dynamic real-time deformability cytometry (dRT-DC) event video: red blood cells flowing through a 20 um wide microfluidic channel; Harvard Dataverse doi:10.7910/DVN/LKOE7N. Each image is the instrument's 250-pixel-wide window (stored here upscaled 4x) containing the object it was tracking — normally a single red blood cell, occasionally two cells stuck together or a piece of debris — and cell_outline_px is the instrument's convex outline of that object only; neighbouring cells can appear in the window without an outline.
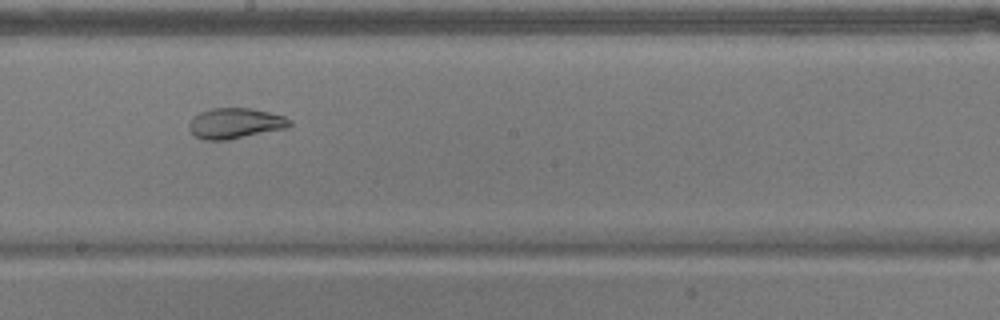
{"species": "common noctule bat (a hibernating species)", "species_latin": "Nyctalus noctula", "temperature_condition": "warm", "stored_images_in_passage": 55, "camera_frame_rate_fps": 3000, "um_per_image_px": 0.085, "animal": {"sex": "male", "body_mass_g": 17.9}, "frame": {"image": 1, "passage_image": 30, "time_ms": 9.667, "image_size_px": [1000, 320], "cell_outline_px": [[292, 124], [288, 128], [228, 140], [204, 140], [196, 136], [188, 128], [188, 124], [192, 116], [200, 112], [212, 108], [248, 108], [268, 112], [284, 116], [292, 120]], "centroid_in_image_um": [19.99, 10.48], "position_along_channel_um": 228.2, "area_um2": 18.03}}
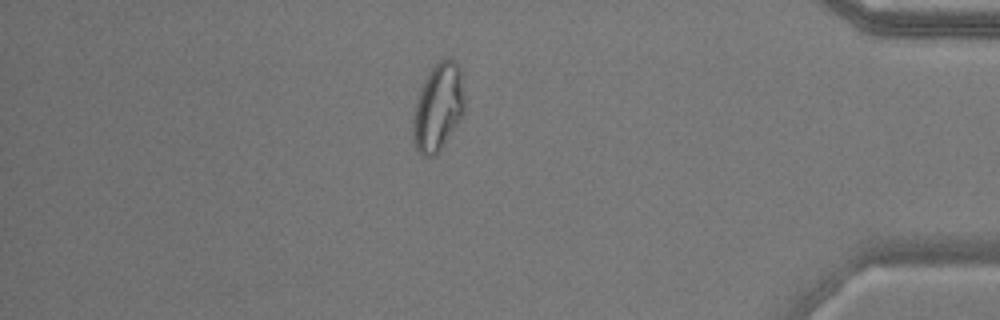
{"frame": {"image": 2, "passage_image": 47, "time_ms": 15.333, "image_size_px": [1000, 320], "cell_outline_px": [[464, 112], [460, 120], [440, 152], [436, 156], [420, 156], [416, 148], [412, 136], [412, 120], [420, 88], [432, 68], [440, 60], [452, 56], [460, 68], [464, 100]], "centroid_in_image_um": [37.24, 9.16], "position_along_channel_um": 398.0, "area_um2": 26.47}}
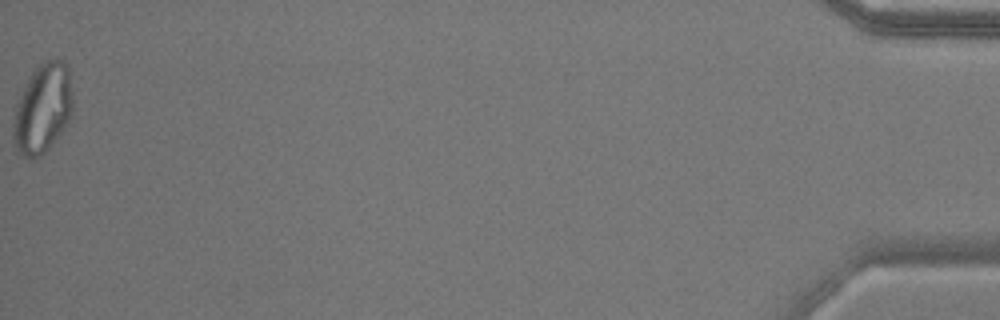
{"frame": {"image": 3, "passage_image": 55, "time_ms": 18.0, "image_size_px": [1000, 320], "cell_outline_px": [[72, 108], [68, 120], [64, 128], [48, 148], [40, 156], [28, 160], [16, 152], [12, 140], [12, 124], [16, 104], [32, 72], [40, 64], [56, 56], [68, 64], [72, 96]], "centroid_in_image_um": [3.6, 9.24], "position_along_channel_um": 431.6, "area_um2": 31.21}, "authors_computed_cell_mechanics": {"area_um2": 25.0852, "velocity_mm_per_s": 3.6565, "shape_relaxation_time_tau1_ms": null, "shape_relaxation_time_tau2_ms": 1.3379, "deformation_change_tau1": null, "deformation_change_tau2": 0.0676}}